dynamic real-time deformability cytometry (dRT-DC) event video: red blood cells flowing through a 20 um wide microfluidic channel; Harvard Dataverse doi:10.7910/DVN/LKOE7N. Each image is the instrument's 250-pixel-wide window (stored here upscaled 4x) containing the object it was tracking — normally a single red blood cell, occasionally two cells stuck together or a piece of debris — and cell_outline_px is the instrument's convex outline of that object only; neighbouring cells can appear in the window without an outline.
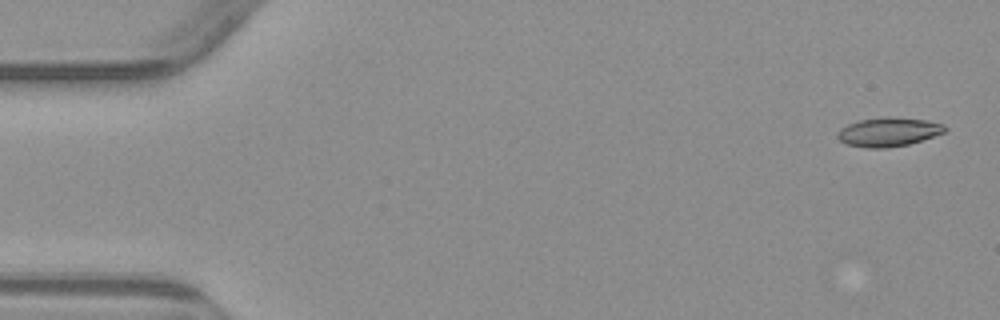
{"species": "common noctule bat (a hibernating species)", "species_latin": "Nyctalus noctula", "temperature_condition": "warm", "stored_images_in_passage": 4, "camera_frame_rate_fps": 3000, "um_per_image_px": 0.085, "animal": {"sex": "male", "body_mass_g": 23.1, "forearm_length_mm": 52.7}, "frame": {"image": 1, "passage_image": 1, "time_ms": 0.0, "image_size_px": [1000, 320], "cell_outline_px": [[948, 128], [944, 132], [908, 144], [888, 148], [868, 148], [844, 144], [836, 136], [836, 132], [840, 128], [848, 124], [860, 120], [888, 116], [924, 120], [944, 124]], "centroid_in_image_um": [75.47, 11.22], "position_along_channel_um": 9.5, "area_um2": 18.09}}
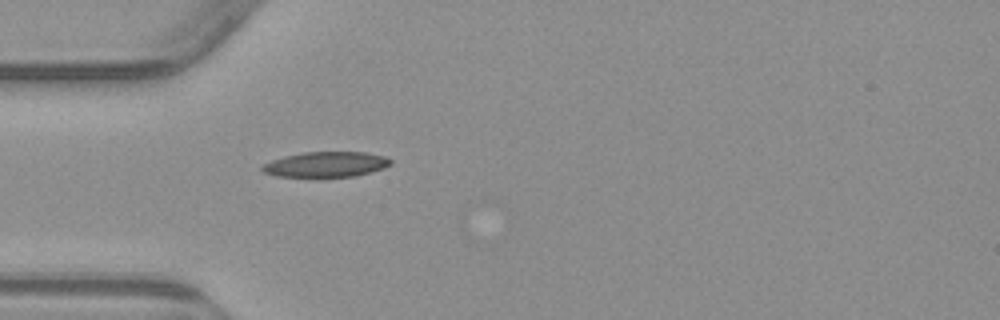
{"frame": {"image": 2, "passage_image": 4, "time_ms": 4.667, "image_size_px": [1000, 320], "cell_outline_px": [[392, 164], [384, 168], [356, 176], [276, 176], [264, 172], [260, 168], [264, 164], [272, 160], [284, 156], [304, 152], [364, 152], [384, 156], [392, 160]], "centroid_in_image_um": [27.73, 13.96], "position_along_channel_um": 57.3, "area_um2": 18.73}}